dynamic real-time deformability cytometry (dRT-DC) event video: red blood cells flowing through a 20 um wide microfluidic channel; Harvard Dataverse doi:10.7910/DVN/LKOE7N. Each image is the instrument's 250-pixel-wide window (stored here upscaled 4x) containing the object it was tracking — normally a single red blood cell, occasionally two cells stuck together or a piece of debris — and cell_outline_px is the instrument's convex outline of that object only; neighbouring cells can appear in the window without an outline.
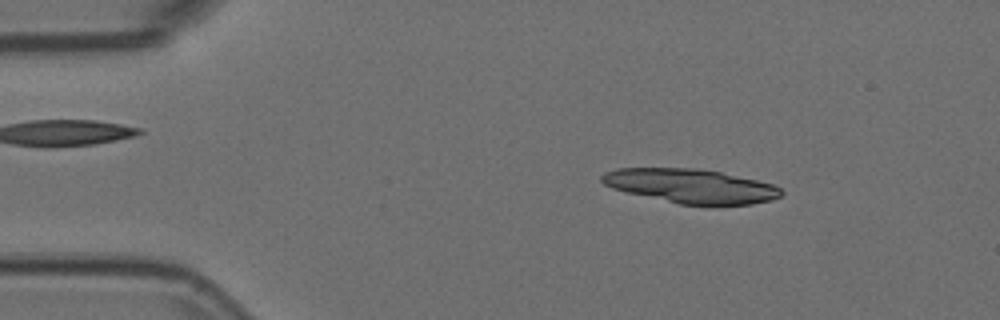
{"species": "Egyptian fruit bat (a non-hibernating species)", "species_latin": "Rousettus aegyptiacus", "temperature_condition": "room temperature", "stored_images_in_passage": 36, "camera_frame_rate_fps": 3000, "um_per_image_px": 0.085, "animal": {"sex": "female"}, "frame": {"image": 1, "passage_image": 7, "time_ms": 2.0, "image_size_px": [1000, 320], "cell_outline_px": [[784, 192], [780, 196], [772, 200], [752, 204], [680, 204], [628, 192], [612, 188], [604, 184], [600, 180], [600, 176], [604, 172], [616, 168], [696, 168], [720, 172], [756, 180], [772, 184], [780, 188]], "centroid_in_image_um": [58.7, 15.8], "position_along_channel_um": 26.3, "area_um2": 35.32}}
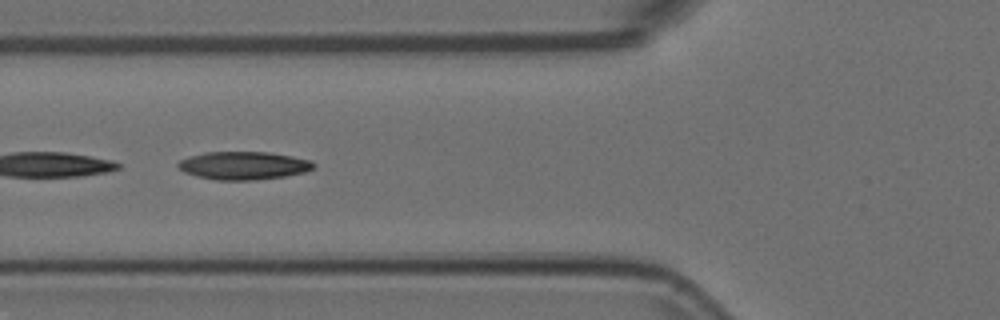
{"frame": {"image": 2, "passage_image": 19, "time_ms": 6.0, "image_size_px": [1000, 320], "cell_outline_px": [[316, 164], [312, 168], [304, 172], [284, 176], [252, 180], [216, 180], [196, 176], [184, 172], [176, 164], [180, 160], [188, 156], [204, 152], [268, 152], [292, 156], [312, 160]], "centroid_in_image_um": [20.68, 14.06], "position_along_channel_um": 105.1, "area_um2": 22.14}}
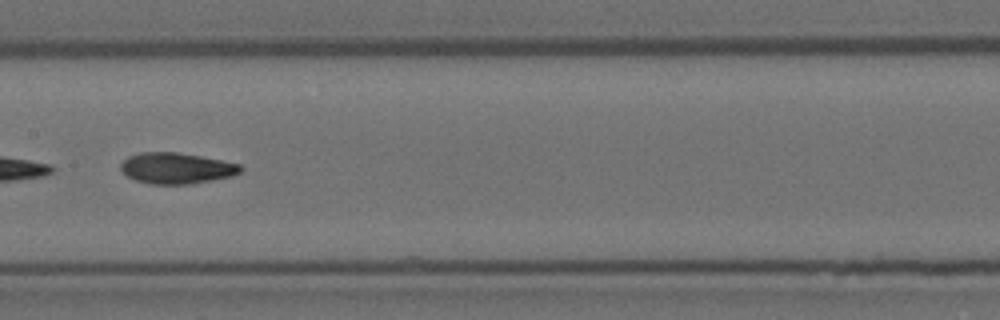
{"frame": {"image": 3, "passage_image": 26, "time_ms": 8.333, "image_size_px": [1000, 320], "cell_outline_px": [[244, 168], [240, 172], [232, 176], [212, 180], [188, 184], [148, 184], [136, 180], [128, 176], [120, 168], [120, 164], [128, 156], [140, 152], [176, 152], [200, 156], [240, 164]], "centroid_in_image_um": [14.99, 14.29], "position_along_channel_um": 192.4, "area_um2": 21.56}}